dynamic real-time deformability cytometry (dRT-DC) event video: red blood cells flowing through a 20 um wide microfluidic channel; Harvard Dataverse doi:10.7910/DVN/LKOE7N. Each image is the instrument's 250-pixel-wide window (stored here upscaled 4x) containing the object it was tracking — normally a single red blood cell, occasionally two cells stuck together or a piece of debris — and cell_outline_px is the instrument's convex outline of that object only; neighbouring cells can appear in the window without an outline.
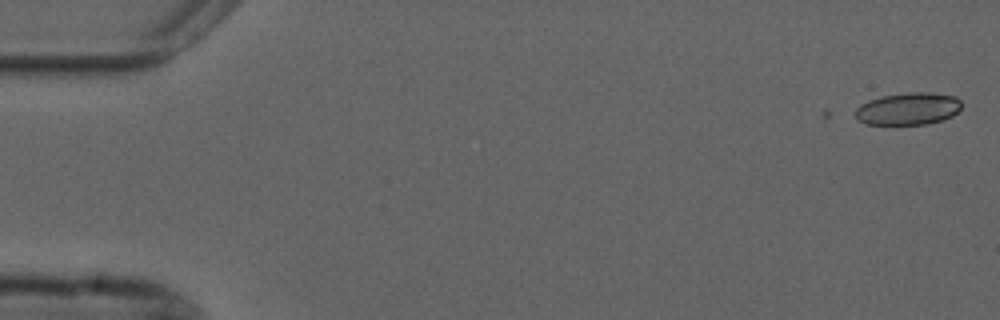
{"species": "common noctule bat (a hibernating species)", "species_latin": "Nyctalus noctula", "temperature_condition": "cold", "stored_images_in_passage": 3, "camera_frame_rate_fps": 3000, "um_per_image_px": 0.085, "animal": {"sex": "male", "forearm_length_mm": 52.5}, "frame": {"image": 1, "passage_image": 3, "time_ms": 0.667, "image_size_px": [1000, 320], "cell_outline_px": [[960, 108], [952, 116], [928, 124], [864, 124], [856, 116], [856, 108], [860, 104], [868, 100], [884, 96], [908, 92], [928, 92], [956, 96], [960, 100]], "centroid_in_image_um": [77.19, 9.24], "position_along_channel_um": 7.8, "area_um2": 19.83}}